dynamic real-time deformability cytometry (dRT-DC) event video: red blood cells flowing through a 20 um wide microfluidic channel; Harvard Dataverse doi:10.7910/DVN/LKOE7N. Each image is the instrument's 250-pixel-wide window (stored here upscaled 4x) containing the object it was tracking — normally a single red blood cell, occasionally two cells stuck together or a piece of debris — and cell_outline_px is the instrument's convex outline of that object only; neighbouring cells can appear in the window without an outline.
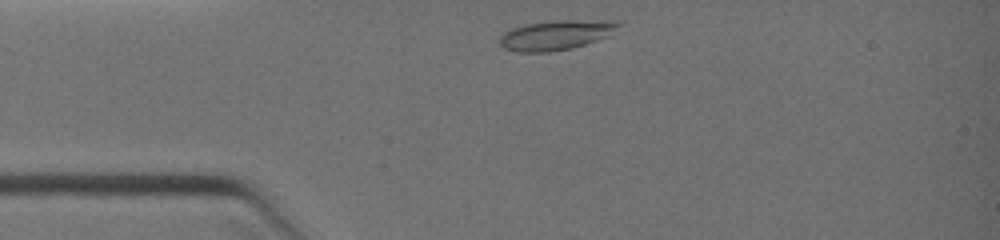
{"species": "common noctule bat (a hibernating species)", "species_latin": "Nyctalus noctula", "temperature_condition": "warm", "stored_images_in_passage": 4, "camera_frame_rate_fps": 3000, "um_per_image_px": 0.085, "animal": {"sex": "female", "body_mass_g": 19.0, "forearm_length_mm": 51.5}, "frame": {"image": 1, "passage_image": 1, "time_ms": 0.0, "image_size_px": [1000, 240], "cell_outline_px": [[620, 24], [612, 36], [572, 48], [548, 52], [516, 52], [504, 48], [500, 44], [500, 36], [504, 32], [512, 28], [528, 24], [556, 20], [616, 20]], "centroid_in_image_um": [47.31, 2.98], "position_along_channel_um": 37.7, "area_um2": 20.75}}
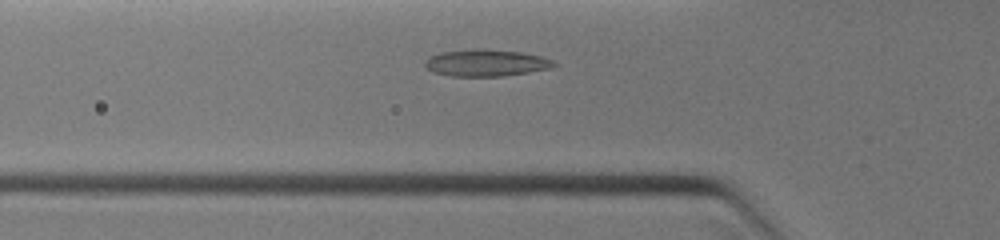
{"frame": {"image": 2, "passage_image": 4, "time_ms": 1.333, "image_size_px": [1000, 240], "cell_outline_px": [[560, 64], [552, 68], [528, 72], [500, 76], [452, 76], [432, 72], [424, 64], [424, 60], [440, 52], [476, 48], [480, 48], [520, 52], [540, 56], [552, 60]], "centroid_in_image_um": [41.32, 5.34], "position_along_channel_um": 84.5, "area_um2": 20.17}}